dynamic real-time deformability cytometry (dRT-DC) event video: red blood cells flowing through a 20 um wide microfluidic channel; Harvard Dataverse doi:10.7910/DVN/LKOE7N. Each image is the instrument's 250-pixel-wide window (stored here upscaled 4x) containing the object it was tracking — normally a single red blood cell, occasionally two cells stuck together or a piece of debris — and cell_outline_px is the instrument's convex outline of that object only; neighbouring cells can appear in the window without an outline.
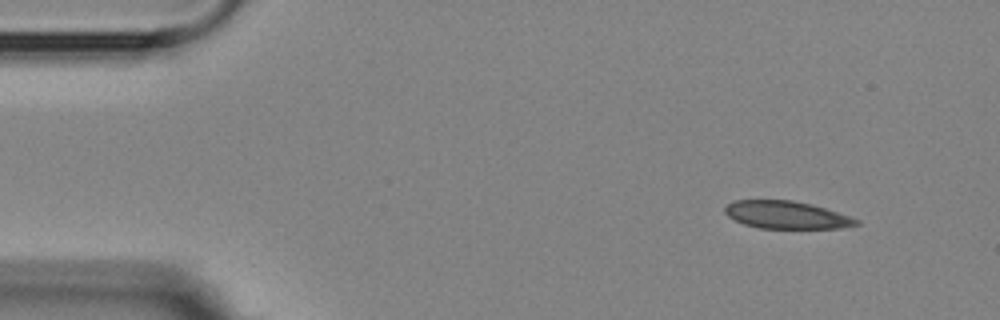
{"species": "Egyptian fruit bat (a non-hibernating species)", "species_latin": "Rousettus aegyptiacus", "temperature_condition": "room temperature", "stored_images_in_passage": 5, "camera_frame_rate_fps": 3000, "um_per_image_px": 0.085, "animal": {"sex": "female"}, "frame": {"image": 1, "passage_image": 1, "time_ms": 0.0, "image_size_px": [1000, 320], "cell_outline_px": [[860, 224], [840, 228], [760, 228], [744, 224], [728, 216], [724, 212], [724, 208], [732, 200], [792, 200], [812, 204], [860, 220]], "centroid_in_image_um": [66.83, 18.26], "position_along_channel_um": 18.2, "area_um2": 20.98}}
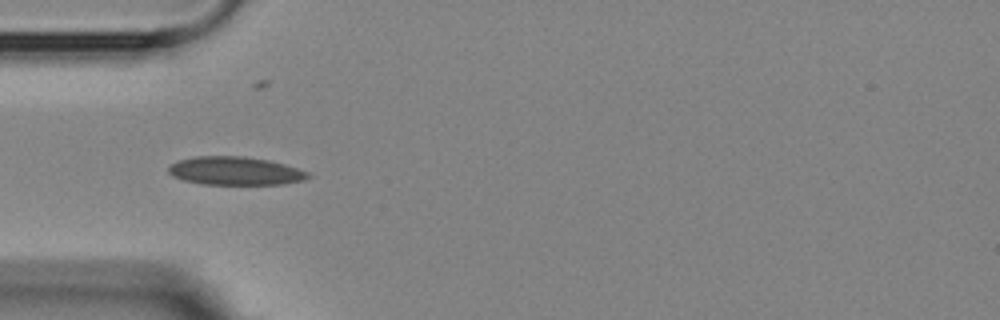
{"frame": {"image": 2, "passage_image": 4, "time_ms": 3.667, "image_size_px": [1000, 320], "cell_outline_px": [[312, 176], [300, 180], [280, 184], [200, 184], [184, 180], [172, 176], [168, 172], [168, 168], [172, 164], [180, 160], [196, 156], [244, 156], [268, 160], [284, 164], [308, 172]], "centroid_in_image_um": [19.96, 14.52], "position_along_channel_um": 65.0, "area_um2": 22.77}}
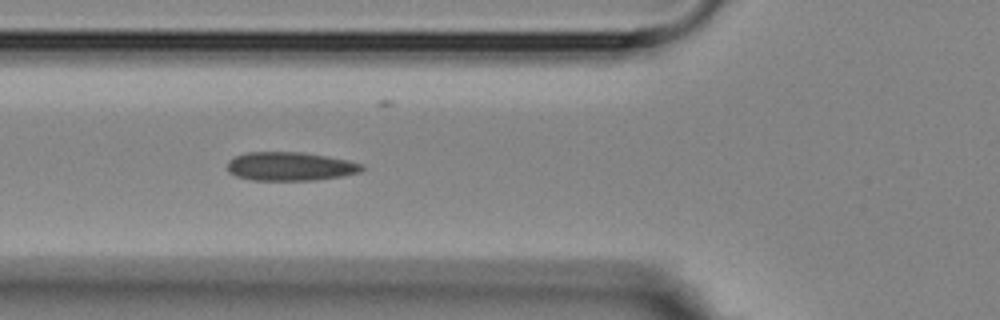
{"frame": {"image": 3, "passage_image": 5, "time_ms": 4.667, "image_size_px": [1000, 320], "cell_outline_px": [[364, 168], [360, 172], [340, 176], [316, 180], [252, 180], [236, 176], [228, 172], [228, 160], [236, 156], [248, 152], [300, 152], [348, 160], [364, 164]], "centroid_in_image_um": [24.66, 14.14], "position_along_channel_um": 101.1, "area_um2": 22.37}}